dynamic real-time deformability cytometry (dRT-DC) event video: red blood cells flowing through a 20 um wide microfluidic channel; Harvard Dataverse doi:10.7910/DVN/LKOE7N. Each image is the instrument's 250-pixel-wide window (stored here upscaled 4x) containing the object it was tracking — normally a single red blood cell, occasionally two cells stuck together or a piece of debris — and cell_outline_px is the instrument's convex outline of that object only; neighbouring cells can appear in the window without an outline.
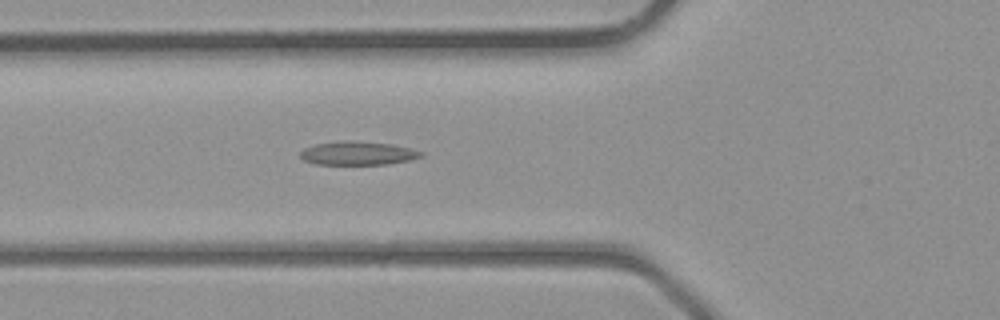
{"species": "common noctule bat (a hibernating species)", "species_latin": "Nyctalus noctula", "temperature_condition": "room temperature", "stored_images_in_passage": 28, "camera_frame_rate_fps": 3000, "um_per_image_px": 0.085, "animal": {"sex": "male", "body_mass_g": 23.1, "forearm_length_mm": 52.7}, "frame": {"image": 1, "passage_image": 8, "time_ms": 2.333, "image_size_px": [1000, 320], "cell_outline_px": [[424, 156], [412, 160], [388, 164], [316, 164], [304, 160], [300, 156], [300, 152], [304, 148], [316, 144], [344, 140], [392, 144], [412, 148], [424, 152]], "centroid_in_image_um": [30.47, 13.02], "position_along_channel_um": 95.3, "area_um2": 16.65}}
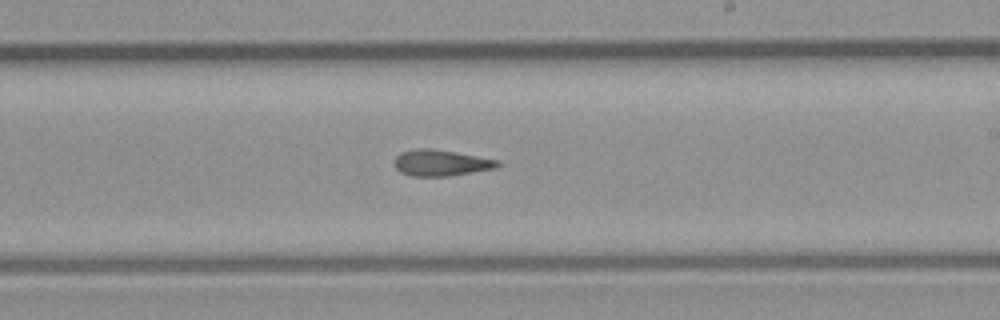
{"frame": {"image": 2, "passage_image": 17, "time_ms": 5.333, "image_size_px": [1000, 320], "cell_outline_px": [[500, 164], [496, 168], [448, 176], [412, 176], [400, 172], [396, 168], [396, 156], [400, 152], [416, 148], [428, 148], [500, 160]], "centroid_in_image_um": [37.47, 13.84], "position_along_channel_um": 251.5, "area_um2": 15.49}}
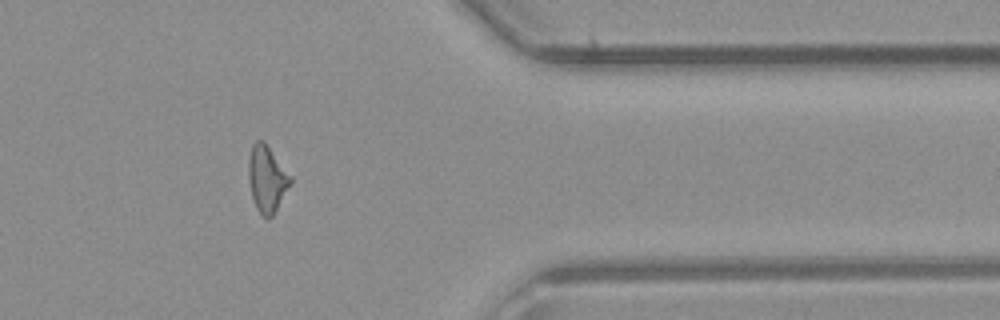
{"frame": {"image": 3, "passage_image": 26, "time_ms": 8.333, "image_size_px": [1000, 320], "cell_outline_px": [[292, 184], [272, 216], [268, 220], [256, 208], [252, 196], [248, 176], [248, 160], [252, 144], [256, 140], [264, 140], [292, 176]], "centroid_in_image_um": [22.71, 15.18], "position_along_channel_um": 388.7, "area_um2": 16.42}}